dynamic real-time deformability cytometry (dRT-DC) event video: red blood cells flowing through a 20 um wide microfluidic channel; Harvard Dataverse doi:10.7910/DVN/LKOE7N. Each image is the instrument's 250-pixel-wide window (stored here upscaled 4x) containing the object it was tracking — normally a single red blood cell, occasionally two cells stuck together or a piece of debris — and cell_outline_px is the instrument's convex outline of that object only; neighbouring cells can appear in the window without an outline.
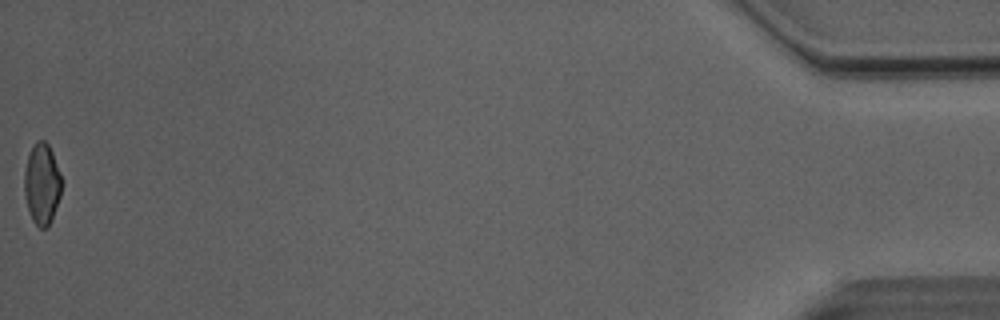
{"species": "Egyptian fruit bat (a non-hibernating species)", "species_latin": "Rousettus aegyptiacus", "temperature_condition": "room temperature", "stored_images_in_passage": 47, "camera_frame_rate_fps": 3000, "um_per_image_px": 0.085, "animal": {"sex": "male"}, "frame": {"image": 1, "passage_image": 47, "time_ms": 15.333, "image_size_px": [1000, 320], "cell_outline_px": [[60, 196], [48, 228], [40, 228], [32, 220], [28, 208], [24, 192], [24, 172], [28, 156], [36, 140], [44, 140], [48, 144], [52, 152], [60, 176]], "centroid_in_image_um": [3.54, 15.64], "position_along_channel_um": 431.7, "area_um2": 17.22}, "authors_computed_cell_mechanics": {"area_um2": 18.9006, "velocity_mm_per_s": 4.119, "shape_relaxation_time_tau1_ms": 9.334, "shape_relaxation_time_tau2_ms": 2.0157, "deformation_change_tau1": 0.1791, "deformation_change_tau2": 0.0835}}